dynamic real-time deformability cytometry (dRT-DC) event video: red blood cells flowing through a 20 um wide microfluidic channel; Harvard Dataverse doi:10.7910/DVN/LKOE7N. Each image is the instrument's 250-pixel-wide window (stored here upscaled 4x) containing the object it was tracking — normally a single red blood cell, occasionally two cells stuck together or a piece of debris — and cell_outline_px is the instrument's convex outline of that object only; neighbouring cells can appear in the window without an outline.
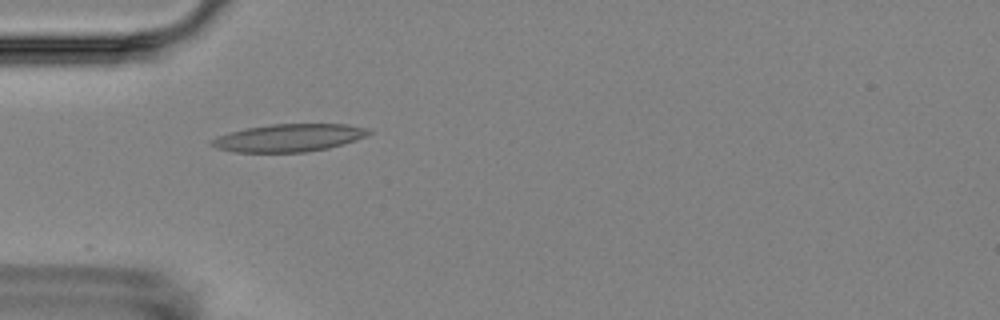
{"species": "Egyptian fruit bat (a non-hibernating species)", "species_latin": "Rousettus aegyptiacus", "temperature_condition": "room temperature", "stored_images_in_passage": 4, "camera_frame_rate_fps": 3000, "um_per_image_px": 0.085, "animal": {"sex": "female"}, "frame": {"image": 1, "passage_image": 3, "time_ms": 2.333, "image_size_px": [1000, 320], "cell_outline_px": [[372, 132], [356, 140], [328, 148], [304, 152], [236, 152], [216, 148], [208, 144], [208, 140], [216, 136], [244, 128], [272, 124], [348, 124], [368, 128]], "centroid_in_image_um": [24.5, 11.71], "position_along_channel_um": 60.5, "area_um2": 25.43}}
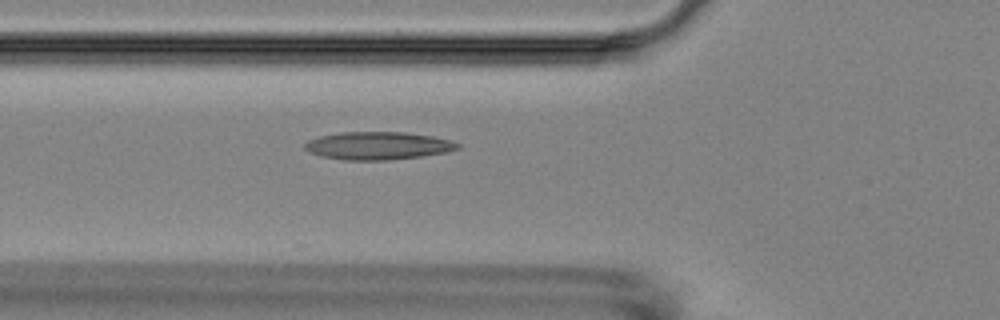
{"frame": {"image": 2, "passage_image": 4, "time_ms": 3.333, "image_size_px": [1000, 320], "cell_outline_px": [[460, 148], [448, 152], [420, 156], [388, 160], [344, 160], [320, 156], [304, 148], [304, 144], [308, 140], [320, 136], [340, 132], [404, 132], [432, 136], [448, 140], [460, 144]], "centroid_in_image_um": [32.12, 12.38], "position_along_channel_um": 93.7, "area_um2": 24.68}}